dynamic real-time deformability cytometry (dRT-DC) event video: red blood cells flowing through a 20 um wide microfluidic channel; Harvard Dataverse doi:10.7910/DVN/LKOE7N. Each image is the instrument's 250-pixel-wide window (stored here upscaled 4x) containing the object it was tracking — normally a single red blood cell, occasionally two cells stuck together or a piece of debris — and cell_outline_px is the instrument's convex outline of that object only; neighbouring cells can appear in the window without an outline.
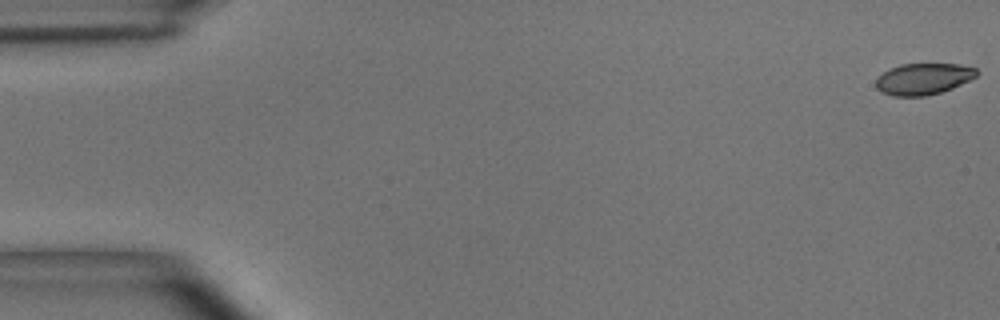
{"species": "common noctule bat (a hibernating species)", "species_latin": "Nyctalus noctula", "temperature_condition": "room temperature", "stored_images_in_passage": 6, "camera_frame_rate_fps": 3000, "um_per_image_px": 0.085, "animal": {"sex": "male", "body_mass_g": 15.6}, "frame": {"image": 1, "passage_image": 1, "time_ms": 0.0, "image_size_px": [1000, 320], "cell_outline_px": [[980, 72], [976, 76], [952, 88], [940, 92], [924, 96], [892, 96], [880, 92], [876, 88], [876, 80], [884, 72], [900, 64], [960, 64], [976, 68]], "centroid_in_image_um": [78.48, 6.71], "position_along_channel_um": 6.5, "area_um2": 18.32}}
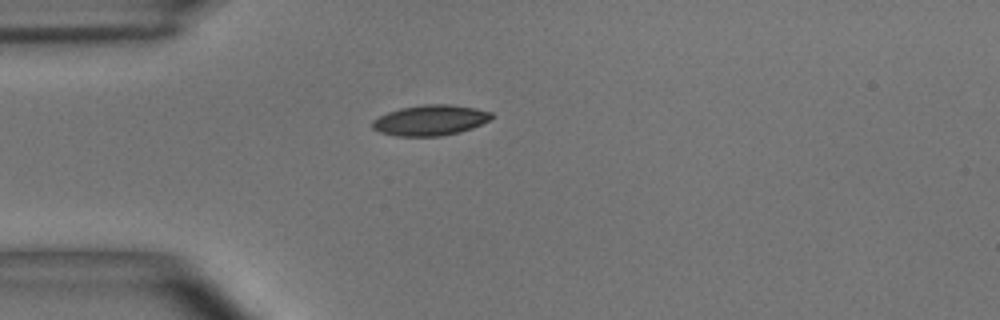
{"frame": {"image": 2, "passage_image": 5, "time_ms": 1.333, "image_size_px": [1000, 320], "cell_outline_px": [[496, 116], [472, 128], [460, 132], [440, 136], [396, 136], [380, 132], [372, 128], [372, 120], [388, 112], [400, 108], [424, 104], [448, 104], [476, 108], [492, 112]], "centroid_in_image_um": [36.58, 10.22], "position_along_channel_um": 48.4, "area_um2": 21.21}}